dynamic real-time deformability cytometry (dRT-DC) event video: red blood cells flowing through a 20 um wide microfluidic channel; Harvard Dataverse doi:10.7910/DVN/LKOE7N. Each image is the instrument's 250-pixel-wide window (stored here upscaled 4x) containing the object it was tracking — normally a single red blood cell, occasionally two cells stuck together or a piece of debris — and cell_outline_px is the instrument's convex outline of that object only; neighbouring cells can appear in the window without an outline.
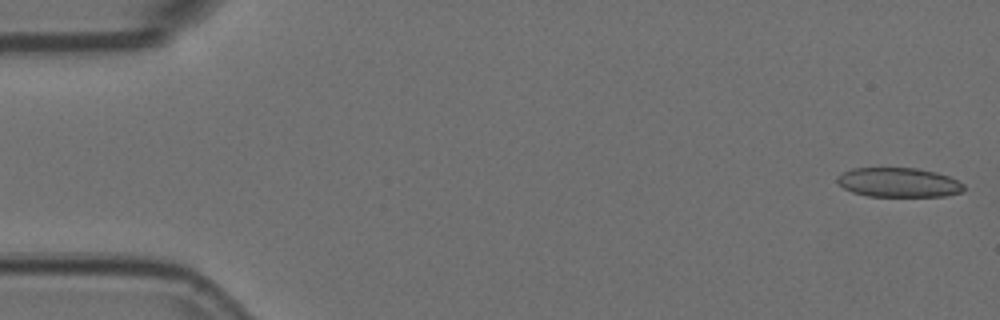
{"species": "Egyptian fruit bat (a non-hibernating species)", "species_latin": "Rousettus aegyptiacus", "temperature_condition": "room temperature", "stored_images_in_passage": 23, "camera_frame_rate_fps": 3000, "um_per_image_px": 0.085, "animal": {"sex": "female"}, "frame": {"image": 1, "passage_image": 1, "time_ms": 0.0, "image_size_px": [1000, 320], "cell_outline_px": [[964, 188], [960, 192], [944, 196], [868, 196], [852, 192], [844, 188], [836, 180], [836, 176], [852, 168], [916, 168], [936, 172], [948, 176], [964, 184]], "centroid_in_image_um": [76.36, 15.5], "position_along_channel_um": 8.6, "area_um2": 21.56}}
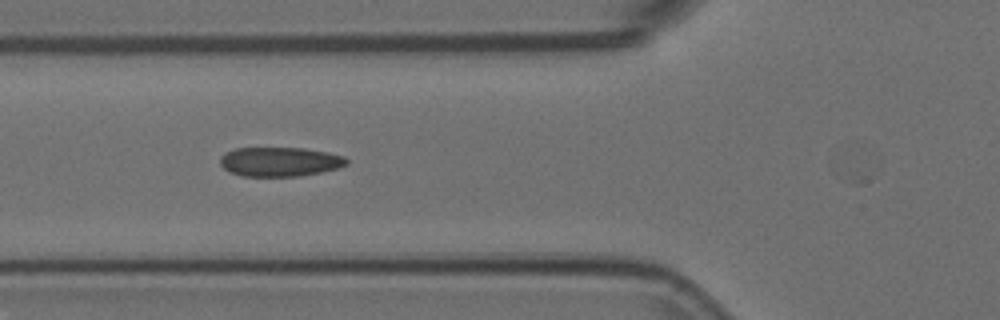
{"frame": {"image": 2, "passage_image": 19, "time_ms": 6.0, "image_size_px": [1000, 320], "cell_outline_px": [[348, 164], [336, 168], [320, 172], [300, 176], [240, 176], [224, 168], [220, 164], [220, 156], [224, 152], [236, 148], [304, 148], [328, 152], [344, 156], [348, 160]], "centroid_in_image_um": [23.77, 13.74], "position_along_channel_um": 102.0, "area_um2": 21.62}}
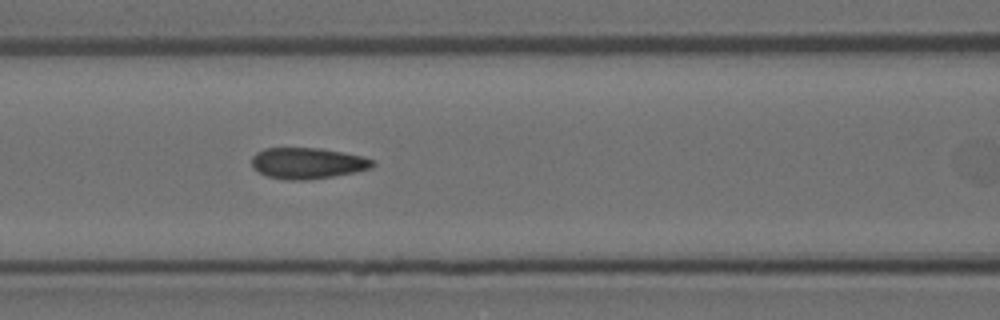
{"frame": {"image": 3, "passage_image": 22, "time_ms": 7.0, "image_size_px": [1000, 320], "cell_outline_px": [[376, 164], [372, 168], [332, 176], [304, 180], [288, 180], [268, 176], [252, 168], [252, 156], [256, 152], [264, 148], [320, 148], [360, 156], [376, 160]], "centroid_in_image_um": [26.12, 13.86], "position_along_channel_um": 140.5, "area_um2": 21.73}}